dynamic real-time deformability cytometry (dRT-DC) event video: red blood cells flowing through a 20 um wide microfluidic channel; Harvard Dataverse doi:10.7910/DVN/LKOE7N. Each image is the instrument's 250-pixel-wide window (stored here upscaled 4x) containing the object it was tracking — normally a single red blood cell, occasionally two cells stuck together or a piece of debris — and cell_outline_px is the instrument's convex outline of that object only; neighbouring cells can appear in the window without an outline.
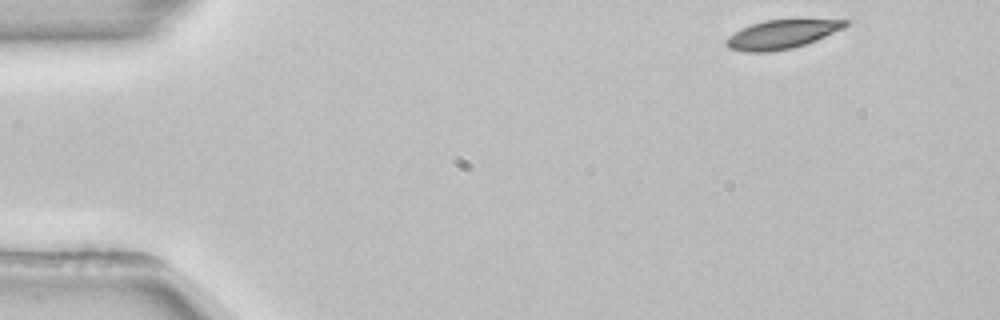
{"species": "common noctule bat (a hibernating species)", "species_latin": "Nyctalus noctula", "temperature_condition": "room temperature", "stored_images_in_passage": 49, "camera_frame_rate_fps": 3000, "um_per_image_px": 0.085, "animal": {"sex": "female", "body_mass_g": 22.7, "forearm_length_mm": 54.2}, "frame": {"image": 1, "passage_image": 1, "time_ms": 0.0, "image_size_px": [1000, 320], "cell_outline_px": [[852, 20], [844, 28], [816, 40], [792, 48], [768, 52], [744, 52], [728, 48], [724, 44], [724, 40], [728, 36], [752, 24], [764, 20]], "centroid_in_image_um": [66.42, 2.93], "position_along_channel_um": 18.6, "area_um2": 19.77}}
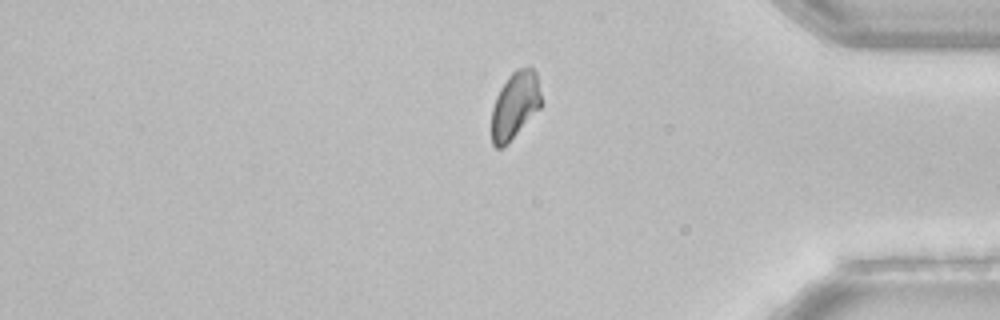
{"frame": {"image": 2, "passage_image": 40, "time_ms": 13.0, "image_size_px": [1000, 320], "cell_outline_px": [[540, 108], [508, 144], [500, 148], [496, 148], [492, 144], [492, 108], [496, 96], [500, 88], [508, 76], [516, 68], [528, 64], [536, 72], [540, 92]], "centroid_in_image_um": [43.76, 8.92], "position_along_channel_um": 391.4, "area_um2": 19.54}}
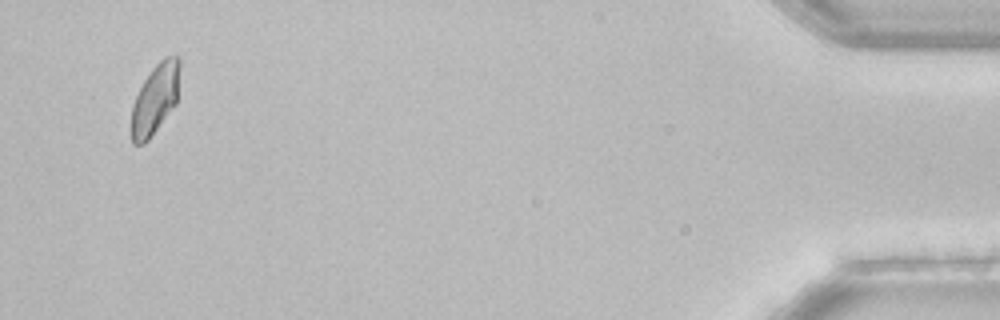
{"frame": {"image": 3, "passage_image": 47, "time_ms": 15.333, "image_size_px": [1000, 320], "cell_outline_px": [[180, 68], [176, 104], [148, 140], [144, 144], [132, 144], [128, 132], [132, 104], [144, 80], [152, 68], [164, 56], [180, 56]], "centroid_in_image_um": [13.14, 8.46], "position_along_channel_um": 422.1, "area_um2": 20.23}, "authors_computed_cell_mechanics": {"area_um2": 20.808, "velocity_mm_per_s": 3.8488, "shape_relaxation_time_tau1_ms": 3.6866, "shape_relaxation_time_tau2_ms": null, "deformation_change_tau1": 0.1157, "deformation_change_tau2": null}}